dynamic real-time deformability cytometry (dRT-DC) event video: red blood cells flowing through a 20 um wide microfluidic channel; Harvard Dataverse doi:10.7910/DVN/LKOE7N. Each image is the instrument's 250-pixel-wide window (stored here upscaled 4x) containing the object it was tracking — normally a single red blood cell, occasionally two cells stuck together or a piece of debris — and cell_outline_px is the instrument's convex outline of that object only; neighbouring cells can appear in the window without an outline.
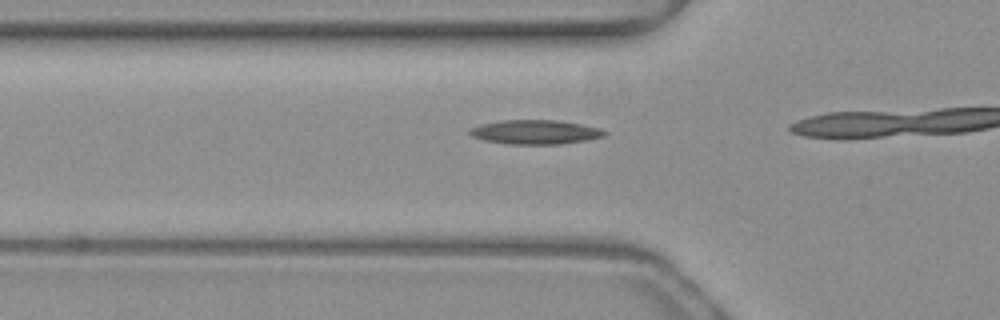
{"species": "common noctule bat (a hibernating species)", "species_latin": "Nyctalus noctula", "temperature_condition": "warm", "stored_images_in_passage": 16, "camera_frame_rate_fps": 3000, "um_per_image_px": 0.085, "animal": {"sex": "female", "body_mass_g": 19.3, "forearm_length_mm": 54.1}, "frame": {"image": 1, "passage_image": 14, "time_ms": 4.333, "image_size_px": [1000, 320], "cell_outline_px": [[608, 132], [604, 136], [588, 140], [560, 144], [508, 144], [484, 140], [472, 136], [468, 132], [468, 128], [480, 124], [500, 120], [556, 120], [580, 124], [600, 128]], "centroid_in_image_um": [45.47, 11.22], "position_along_channel_um": 80.3, "area_um2": 19.13}}